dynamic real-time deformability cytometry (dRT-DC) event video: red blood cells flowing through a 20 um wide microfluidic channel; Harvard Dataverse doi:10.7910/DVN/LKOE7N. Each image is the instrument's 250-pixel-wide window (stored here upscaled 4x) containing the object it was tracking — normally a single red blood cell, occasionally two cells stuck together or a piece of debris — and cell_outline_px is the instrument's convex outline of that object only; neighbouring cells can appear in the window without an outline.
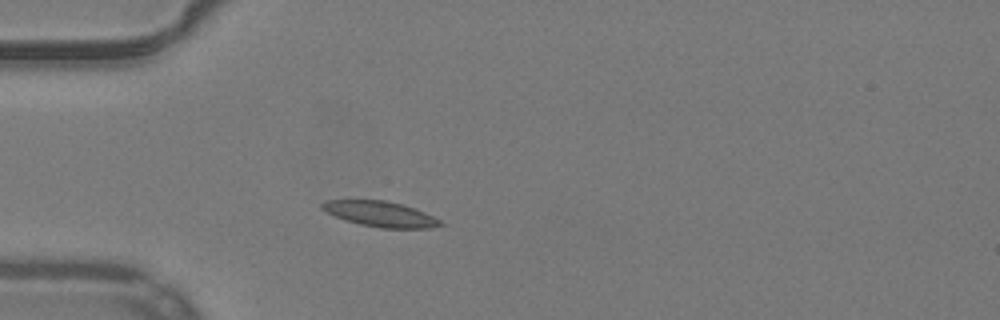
{"species": "common noctule bat (a hibernating species)", "species_latin": "Nyctalus noctula", "temperature_condition": "warm", "stored_images_in_passage": 38, "camera_frame_rate_fps": 3000, "um_per_image_px": 0.085, "animal": {"sex": "male", "body_mass_g": 19.2, "forearm_length_mm": 51.8}, "frame": {"image": 1, "passage_image": 1, "time_ms": 0.0, "image_size_px": [1000, 320], "cell_outline_px": [[444, 224], [432, 228], [380, 228], [360, 224], [344, 220], [320, 208], [320, 204], [324, 200], [384, 200], [416, 208], [440, 220]], "centroid_in_image_um": [32.32, 18.19], "position_along_channel_um": 52.7, "area_um2": 17.46}}
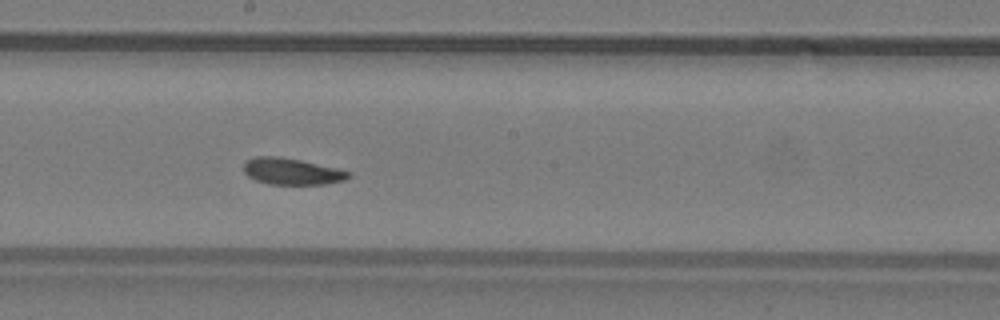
{"frame": {"image": 2, "passage_image": 15, "time_ms": 4.667, "image_size_px": [1000, 320], "cell_outline_px": [[352, 176], [344, 180], [324, 184], [268, 184], [256, 180], [248, 176], [244, 172], [244, 164], [248, 160], [256, 156], [280, 156], [300, 160], [336, 168], [352, 172]], "centroid_in_image_um": [24.81, 14.57], "position_along_channel_um": 223.4, "area_um2": 16.13}}
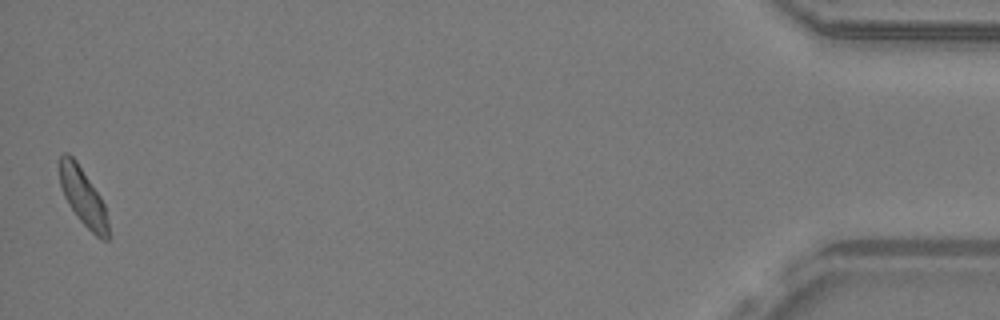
{"frame": {"image": 3, "passage_image": 38, "time_ms": 12.333, "image_size_px": [1000, 320], "cell_outline_px": [[108, 240], [100, 240], [76, 216], [68, 204], [64, 196], [60, 184], [60, 156], [64, 152], [68, 152], [76, 160], [100, 196], [104, 204], [108, 220]], "centroid_in_image_um": [7.06, 16.73], "position_along_channel_um": 428.1, "area_um2": 16.18}, "authors_computed_cell_mechanics": {"area_um2": 16.4441, "velocity_mm_per_s": 3.8809, "shape_relaxation_time_tau1_ms": 5.7087, "shape_relaxation_time_tau2_ms": 5.4065, "deformation_change_tau1": 0.1255, "deformation_change_tau2": 0.0684}}